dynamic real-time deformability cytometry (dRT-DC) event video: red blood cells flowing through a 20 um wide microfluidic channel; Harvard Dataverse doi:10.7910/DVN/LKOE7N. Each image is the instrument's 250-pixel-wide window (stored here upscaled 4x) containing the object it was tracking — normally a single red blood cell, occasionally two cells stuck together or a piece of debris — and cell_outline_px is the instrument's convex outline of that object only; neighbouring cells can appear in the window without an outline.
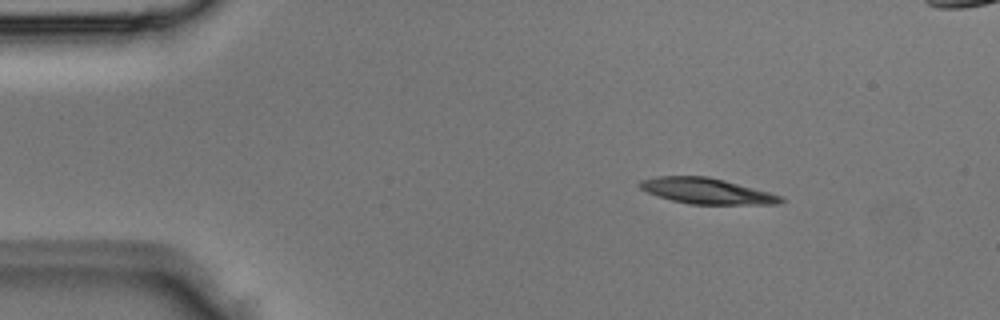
{"species": "Egyptian fruit bat (a non-hibernating species)", "species_latin": "Rousettus aegyptiacus", "temperature_condition": "room temperature", "stored_images_in_passage": 3, "camera_frame_rate_fps": 3000, "um_per_image_px": 0.085, "animal": {"sex": "male"}, "frame": {"image": 1, "passage_image": 2, "time_ms": 0.333, "image_size_px": [1000, 320], "cell_outline_px": [[784, 200], [776, 204], [688, 204], [672, 200], [648, 192], [640, 188], [640, 180], [656, 176], [708, 176], [724, 180], [784, 196]], "centroid_in_image_um": [60.08, 16.23], "position_along_channel_um": 24.9, "area_um2": 20.92}}